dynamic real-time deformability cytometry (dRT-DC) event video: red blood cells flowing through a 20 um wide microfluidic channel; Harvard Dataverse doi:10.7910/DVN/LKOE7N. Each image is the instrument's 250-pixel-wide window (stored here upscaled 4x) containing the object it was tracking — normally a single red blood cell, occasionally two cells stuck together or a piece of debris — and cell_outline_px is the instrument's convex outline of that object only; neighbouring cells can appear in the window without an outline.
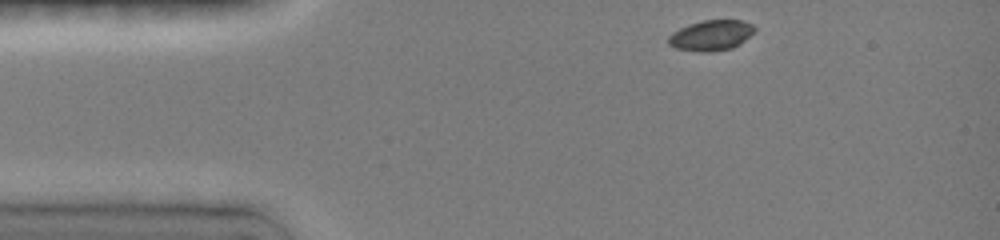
{"species": "common noctule bat (a hibernating species)", "species_latin": "Nyctalus noctula", "temperature_condition": "room temperature", "stored_images_in_passage": 16, "camera_frame_rate_fps": 3000, "um_per_image_px": 0.085, "animal": {"sex": "female", "body_mass_g": 19.0, "forearm_length_mm": 51.5}, "frame": {"image": 1, "passage_image": 1, "time_ms": 0.0, "image_size_px": [1000, 240], "cell_outline_px": [[756, 28], [748, 36], [732, 48], [708, 52], [676, 48], [668, 44], [668, 36], [672, 32], [688, 24], [704, 20], [740, 20], [752, 24]], "centroid_in_image_um": [60.4, 2.99], "position_along_channel_um": 24.6, "area_um2": 14.97}}
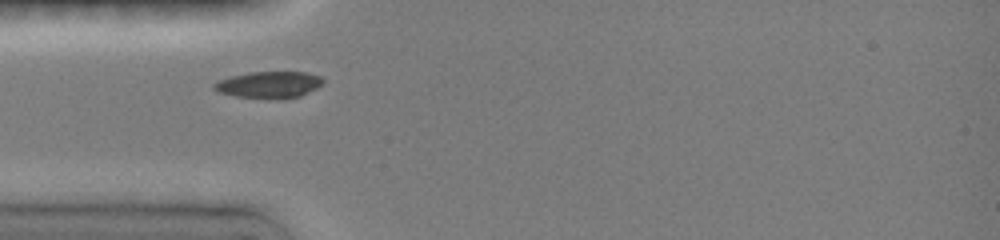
{"frame": {"image": 2, "passage_image": 7, "time_ms": 2.333, "image_size_px": [1000, 240], "cell_outline_px": [[324, 80], [316, 88], [300, 96], [236, 96], [220, 92], [212, 88], [212, 84], [220, 80], [232, 76], [248, 72], [304, 72], [320, 76]], "centroid_in_image_um": [22.84, 7.15], "position_along_channel_um": 62.2, "area_um2": 15.95}}
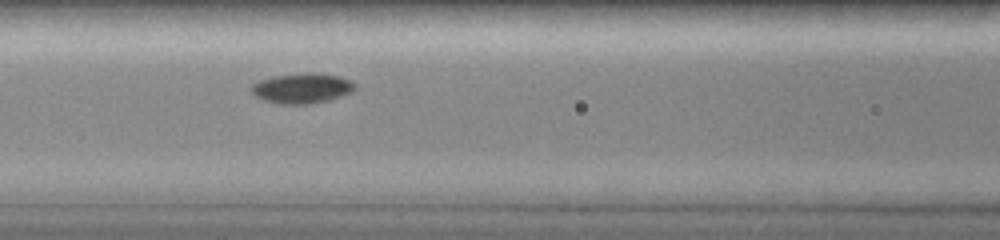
{"frame": {"image": 3, "passage_image": 11, "time_ms": 4.333, "image_size_px": [1000, 240], "cell_outline_px": [[356, 88], [348, 92], [328, 100], [308, 104], [280, 104], [264, 100], [256, 96], [252, 92], [252, 84], [260, 80], [276, 76], [304, 72], [312, 72], [336, 76], [348, 80]], "centroid_in_image_um": [25.61, 7.5], "position_along_channel_um": 141.0, "area_um2": 17.69}}